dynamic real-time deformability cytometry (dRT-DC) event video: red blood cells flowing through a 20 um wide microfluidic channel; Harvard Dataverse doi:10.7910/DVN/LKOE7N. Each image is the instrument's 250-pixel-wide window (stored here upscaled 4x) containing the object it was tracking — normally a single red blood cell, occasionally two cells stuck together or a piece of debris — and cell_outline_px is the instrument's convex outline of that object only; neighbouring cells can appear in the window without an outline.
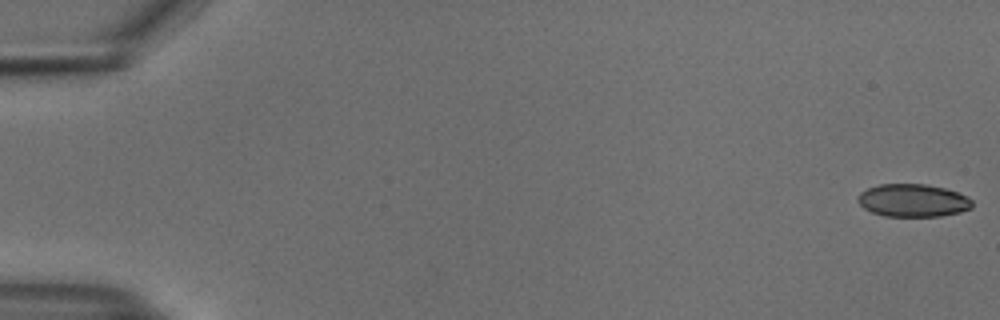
{"species": "common noctule bat (a hibernating species)", "species_latin": "Nyctalus noctula", "temperature_condition": "cold", "stored_images_in_passage": 5, "camera_frame_rate_fps": 3000, "um_per_image_px": 0.085, "animal": {"sex": "male", "body_mass_g": 18.8}, "frame": {"image": 1, "passage_image": 1, "time_ms": 0.0, "image_size_px": [1000, 320], "cell_outline_px": [[972, 208], [960, 212], [940, 216], [884, 216], [872, 212], [864, 208], [856, 200], [856, 196], [860, 192], [868, 188], [880, 184], [924, 184], [944, 188], [968, 196], [972, 200]], "centroid_in_image_um": [77.58, 17.04], "position_along_channel_um": 7.4, "area_um2": 21.91}}